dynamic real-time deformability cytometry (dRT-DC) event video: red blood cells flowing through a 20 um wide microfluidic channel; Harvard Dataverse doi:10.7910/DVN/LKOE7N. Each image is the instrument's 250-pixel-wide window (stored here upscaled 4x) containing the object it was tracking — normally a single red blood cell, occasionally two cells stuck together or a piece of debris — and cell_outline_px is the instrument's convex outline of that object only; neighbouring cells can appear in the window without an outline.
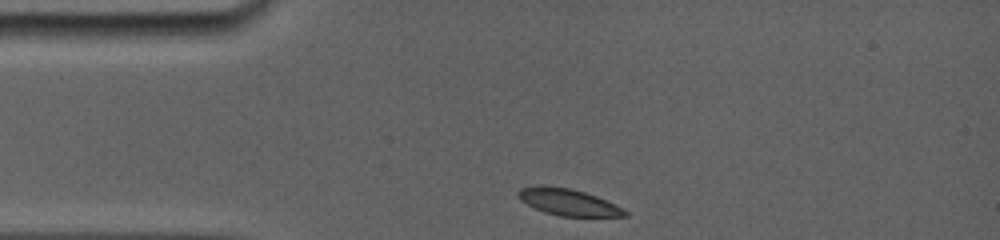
{"species": "common noctule bat (a hibernating species)", "species_latin": "Nyctalus noctula", "temperature_condition": "room temperature", "stored_images_in_passage": 41, "camera_frame_rate_fps": 5000, "um_per_image_px": 0.085, "animal": {"sex": "female", "body_mass_g": 19.0, "forearm_length_mm": 56.7}, "frame": {"image": 1, "passage_image": 1, "time_ms": 0.0, "image_size_px": [1000, 240], "cell_outline_px": [[628, 216], [560, 216], [544, 212], [520, 200], [516, 196], [516, 192], [520, 188], [536, 184], [540, 184], [572, 188], [596, 196], [616, 204], [624, 208], [628, 212]], "centroid_in_image_um": [48.27, 17.15], "position_along_channel_um": 36.7, "area_um2": 16.82}}
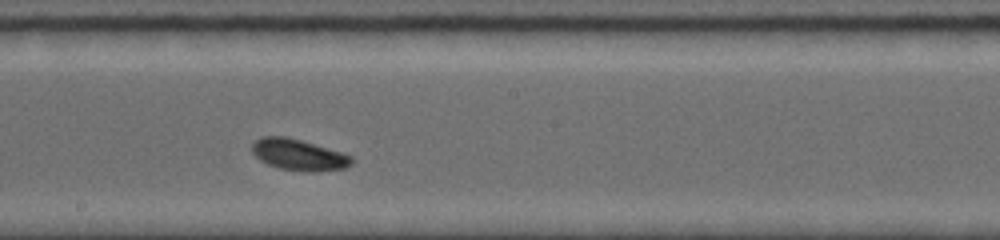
{"frame": {"image": 2, "passage_image": 24, "time_ms": 5.6, "image_size_px": [1000, 240], "cell_outline_px": [[352, 164], [348, 168], [316, 172], [304, 172], [280, 168], [268, 164], [260, 160], [252, 152], [252, 144], [256, 140], [264, 136], [284, 136], [300, 140], [340, 152], [352, 156]], "centroid_in_image_um": [25.4, 13.17], "position_along_channel_um": 222.8, "area_um2": 18.03}}
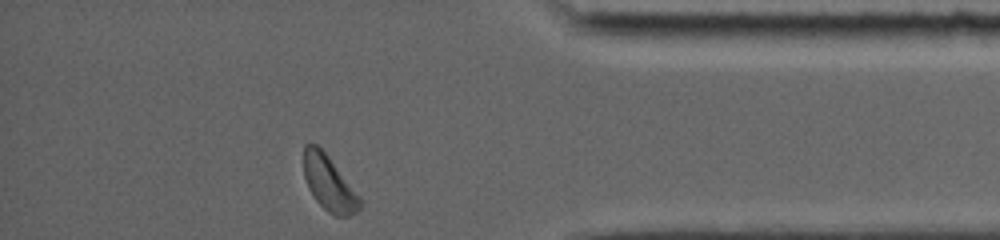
{"frame": {"image": 3, "passage_image": 41, "time_ms": 10.8, "image_size_px": [1000, 240], "cell_outline_px": [[360, 208], [356, 212], [348, 216], [336, 216], [328, 212], [316, 200], [308, 188], [304, 176], [304, 144], [316, 144], [328, 156], [360, 200]], "centroid_in_image_um": [27.91, 15.58], "position_along_channel_um": 407.3, "area_um2": 17.22}, "authors_computed_cell_mechanics": {"area_um2": 17.2244, "velocity_mm_per_s": 3.7994, "shape_relaxation_time_tau1_ms": 1.2649, "shape_relaxation_time_tau2_ms": 10.6122, "deformation_change_tau1": 0.0738, "deformation_change_tau2": 0.1553}}